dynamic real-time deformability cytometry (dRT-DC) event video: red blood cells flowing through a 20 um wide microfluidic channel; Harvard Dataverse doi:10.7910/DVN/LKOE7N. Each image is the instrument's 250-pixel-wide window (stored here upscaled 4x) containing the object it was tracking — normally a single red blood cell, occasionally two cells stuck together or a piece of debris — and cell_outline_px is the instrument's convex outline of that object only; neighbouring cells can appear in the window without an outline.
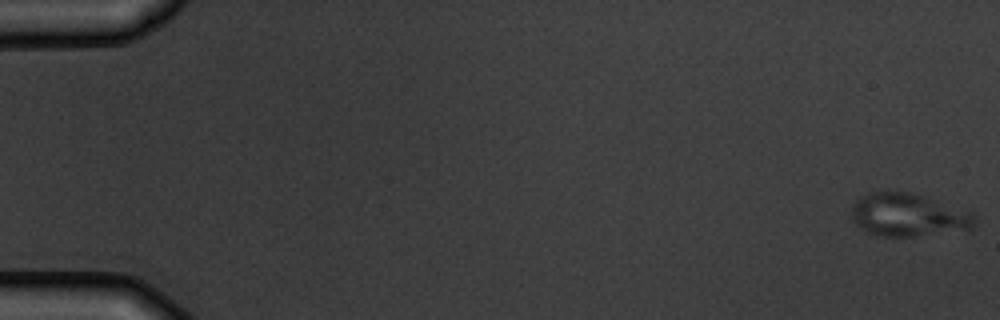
{"species": "common noctule bat (a hibernating species)", "species_latin": "Nyctalus noctula", "temperature_condition": "warm", "stored_images_in_passage": 8, "camera_frame_rate_fps": 3000, "um_per_image_px": 0.085, "animal": {"sex": "male", "body_mass_g": 19.5, "forearm_length_mm": 54.6}, "frame": {"image": 1, "passage_image": 1, "time_ms": 0.0, "image_size_px": [1000, 320], "cell_outline_px": [[976, 220], [972, 228], [912, 236], [880, 236], [868, 232], [860, 228], [852, 220], [852, 204], [856, 200], [868, 192], [888, 188], [912, 192], [972, 212], [976, 216]], "centroid_in_image_um": [77.13, 18.22], "position_along_channel_um": 7.9, "area_um2": 31.15}}
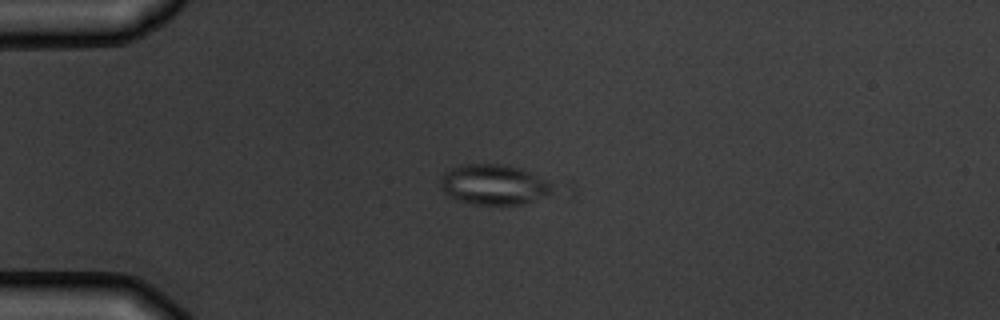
{"frame": {"image": 2, "passage_image": 4, "time_ms": 4.333, "image_size_px": [1000, 320], "cell_outline_px": [[576, 200], [500, 208], [472, 204], [456, 200], [448, 196], [444, 192], [440, 184], [440, 176], [444, 172], [460, 164], [504, 164], [520, 168], [576, 184]], "centroid_in_image_um": [42.83, 15.82], "position_along_channel_um": 42.2, "area_um2": 32.54}}